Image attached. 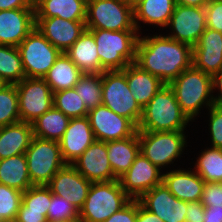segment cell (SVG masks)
<instances>
[{"label":"cell","instance_id":"cell-18","mask_svg":"<svg viewBox=\"0 0 222 222\" xmlns=\"http://www.w3.org/2000/svg\"><path fill=\"white\" fill-rule=\"evenodd\" d=\"M36 29L57 49L65 53L86 30L85 21L60 17L35 18Z\"/></svg>","mask_w":222,"mask_h":222},{"label":"cell","instance_id":"cell-22","mask_svg":"<svg viewBox=\"0 0 222 222\" xmlns=\"http://www.w3.org/2000/svg\"><path fill=\"white\" fill-rule=\"evenodd\" d=\"M162 182L176 198L185 202L200 201L205 184V181L193 169L191 171V168L166 171L163 173Z\"/></svg>","mask_w":222,"mask_h":222},{"label":"cell","instance_id":"cell-31","mask_svg":"<svg viewBox=\"0 0 222 222\" xmlns=\"http://www.w3.org/2000/svg\"><path fill=\"white\" fill-rule=\"evenodd\" d=\"M71 118L54 106L31 123L33 136L59 142Z\"/></svg>","mask_w":222,"mask_h":222},{"label":"cell","instance_id":"cell-23","mask_svg":"<svg viewBox=\"0 0 222 222\" xmlns=\"http://www.w3.org/2000/svg\"><path fill=\"white\" fill-rule=\"evenodd\" d=\"M125 75L131 94L142 109L165 85L158 77L142 70L135 63L125 67Z\"/></svg>","mask_w":222,"mask_h":222},{"label":"cell","instance_id":"cell-26","mask_svg":"<svg viewBox=\"0 0 222 222\" xmlns=\"http://www.w3.org/2000/svg\"><path fill=\"white\" fill-rule=\"evenodd\" d=\"M33 137L32 125L23 121L0 127V160L25 154Z\"/></svg>","mask_w":222,"mask_h":222},{"label":"cell","instance_id":"cell-34","mask_svg":"<svg viewBox=\"0 0 222 222\" xmlns=\"http://www.w3.org/2000/svg\"><path fill=\"white\" fill-rule=\"evenodd\" d=\"M74 88L88 111L102 105V73H83Z\"/></svg>","mask_w":222,"mask_h":222},{"label":"cell","instance_id":"cell-25","mask_svg":"<svg viewBox=\"0 0 222 222\" xmlns=\"http://www.w3.org/2000/svg\"><path fill=\"white\" fill-rule=\"evenodd\" d=\"M175 0H139L133 5L134 25L138 33L140 22L165 28L175 7Z\"/></svg>","mask_w":222,"mask_h":222},{"label":"cell","instance_id":"cell-33","mask_svg":"<svg viewBox=\"0 0 222 222\" xmlns=\"http://www.w3.org/2000/svg\"><path fill=\"white\" fill-rule=\"evenodd\" d=\"M0 78L6 84H17L25 78L18 47L0 45Z\"/></svg>","mask_w":222,"mask_h":222},{"label":"cell","instance_id":"cell-6","mask_svg":"<svg viewBox=\"0 0 222 222\" xmlns=\"http://www.w3.org/2000/svg\"><path fill=\"white\" fill-rule=\"evenodd\" d=\"M86 29L137 31L133 5L127 0H87Z\"/></svg>","mask_w":222,"mask_h":222},{"label":"cell","instance_id":"cell-13","mask_svg":"<svg viewBox=\"0 0 222 222\" xmlns=\"http://www.w3.org/2000/svg\"><path fill=\"white\" fill-rule=\"evenodd\" d=\"M162 170L139 152L131 167L119 178V182L131 199L138 200L144 193L162 183Z\"/></svg>","mask_w":222,"mask_h":222},{"label":"cell","instance_id":"cell-29","mask_svg":"<svg viewBox=\"0 0 222 222\" xmlns=\"http://www.w3.org/2000/svg\"><path fill=\"white\" fill-rule=\"evenodd\" d=\"M83 72L65 54L61 53L44 76L52 92L74 88Z\"/></svg>","mask_w":222,"mask_h":222},{"label":"cell","instance_id":"cell-47","mask_svg":"<svg viewBox=\"0 0 222 222\" xmlns=\"http://www.w3.org/2000/svg\"><path fill=\"white\" fill-rule=\"evenodd\" d=\"M216 88L218 94L213 95V102L215 106L222 107V69L212 76V93L215 92Z\"/></svg>","mask_w":222,"mask_h":222},{"label":"cell","instance_id":"cell-9","mask_svg":"<svg viewBox=\"0 0 222 222\" xmlns=\"http://www.w3.org/2000/svg\"><path fill=\"white\" fill-rule=\"evenodd\" d=\"M185 131H138L140 152L159 169L181 157L187 136Z\"/></svg>","mask_w":222,"mask_h":222},{"label":"cell","instance_id":"cell-32","mask_svg":"<svg viewBox=\"0 0 222 222\" xmlns=\"http://www.w3.org/2000/svg\"><path fill=\"white\" fill-rule=\"evenodd\" d=\"M200 153L194 171L205 182L222 183V149L208 147Z\"/></svg>","mask_w":222,"mask_h":222},{"label":"cell","instance_id":"cell-24","mask_svg":"<svg viewBox=\"0 0 222 222\" xmlns=\"http://www.w3.org/2000/svg\"><path fill=\"white\" fill-rule=\"evenodd\" d=\"M35 18L85 21L87 0H34Z\"/></svg>","mask_w":222,"mask_h":222},{"label":"cell","instance_id":"cell-42","mask_svg":"<svg viewBox=\"0 0 222 222\" xmlns=\"http://www.w3.org/2000/svg\"><path fill=\"white\" fill-rule=\"evenodd\" d=\"M205 12L207 28L222 33V0H209Z\"/></svg>","mask_w":222,"mask_h":222},{"label":"cell","instance_id":"cell-53","mask_svg":"<svg viewBox=\"0 0 222 222\" xmlns=\"http://www.w3.org/2000/svg\"><path fill=\"white\" fill-rule=\"evenodd\" d=\"M130 4L134 5L136 2H138L139 0H127Z\"/></svg>","mask_w":222,"mask_h":222},{"label":"cell","instance_id":"cell-40","mask_svg":"<svg viewBox=\"0 0 222 222\" xmlns=\"http://www.w3.org/2000/svg\"><path fill=\"white\" fill-rule=\"evenodd\" d=\"M208 110L211 147L222 149V107L213 105Z\"/></svg>","mask_w":222,"mask_h":222},{"label":"cell","instance_id":"cell-28","mask_svg":"<svg viewBox=\"0 0 222 222\" xmlns=\"http://www.w3.org/2000/svg\"><path fill=\"white\" fill-rule=\"evenodd\" d=\"M83 73H102L97 45L93 34L86 29L78 40L65 52Z\"/></svg>","mask_w":222,"mask_h":222},{"label":"cell","instance_id":"cell-35","mask_svg":"<svg viewBox=\"0 0 222 222\" xmlns=\"http://www.w3.org/2000/svg\"><path fill=\"white\" fill-rule=\"evenodd\" d=\"M21 121L16 84H5L0 88V127Z\"/></svg>","mask_w":222,"mask_h":222},{"label":"cell","instance_id":"cell-44","mask_svg":"<svg viewBox=\"0 0 222 222\" xmlns=\"http://www.w3.org/2000/svg\"><path fill=\"white\" fill-rule=\"evenodd\" d=\"M205 207L200 201L187 202V209L184 222H204Z\"/></svg>","mask_w":222,"mask_h":222},{"label":"cell","instance_id":"cell-39","mask_svg":"<svg viewBox=\"0 0 222 222\" xmlns=\"http://www.w3.org/2000/svg\"><path fill=\"white\" fill-rule=\"evenodd\" d=\"M79 217V211L66 199L51 193V203L48 208V222H56Z\"/></svg>","mask_w":222,"mask_h":222},{"label":"cell","instance_id":"cell-3","mask_svg":"<svg viewBox=\"0 0 222 222\" xmlns=\"http://www.w3.org/2000/svg\"><path fill=\"white\" fill-rule=\"evenodd\" d=\"M181 110L193 122L202 107L214 105L212 76L197 69L193 64L169 83Z\"/></svg>","mask_w":222,"mask_h":222},{"label":"cell","instance_id":"cell-37","mask_svg":"<svg viewBox=\"0 0 222 222\" xmlns=\"http://www.w3.org/2000/svg\"><path fill=\"white\" fill-rule=\"evenodd\" d=\"M51 203V190L46 185H34L22 194L19 211L43 212L47 217Z\"/></svg>","mask_w":222,"mask_h":222},{"label":"cell","instance_id":"cell-45","mask_svg":"<svg viewBox=\"0 0 222 222\" xmlns=\"http://www.w3.org/2000/svg\"><path fill=\"white\" fill-rule=\"evenodd\" d=\"M11 9H35L34 0H0V11Z\"/></svg>","mask_w":222,"mask_h":222},{"label":"cell","instance_id":"cell-1","mask_svg":"<svg viewBox=\"0 0 222 222\" xmlns=\"http://www.w3.org/2000/svg\"><path fill=\"white\" fill-rule=\"evenodd\" d=\"M193 48L165 35H139L135 64L169 84L192 65Z\"/></svg>","mask_w":222,"mask_h":222},{"label":"cell","instance_id":"cell-46","mask_svg":"<svg viewBox=\"0 0 222 222\" xmlns=\"http://www.w3.org/2000/svg\"><path fill=\"white\" fill-rule=\"evenodd\" d=\"M16 219L18 222H48L43 212L35 211H18Z\"/></svg>","mask_w":222,"mask_h":222},{"label":"cell","instance_id":"cell-8","mask_svg":"<svg viewBox=\"0 0 222 222\" xmlns=\"http://www.w3.org/2000/svg\"><path fill=\"white\" fill-rule=\"evenodd\" d=\"M28 174L33 185H47L52 177L63 168L60 144L57 141L32 137L25 152Z\"/></svg>","mask_w":222,"mask_h":222},{"label":"cell","instance_id":"cell-2","mask_svg":"<svg viewBox=\"0 0 222 222\" xmlns=\"http://www.w3.org/2000/svg\"><path fill=\"white\" fill-rule=\"evenodd\" d=\"M189 121L174 91L169 84H165L142 109L137 131H185Z\"/></svg>","mask_w":222,"mask_h":222},{"label":"cell","instance_id":"cell-11","mask_svg":"<svg viewBox=\"0 0 222 222\" xmlns=\"http://www.w3.org/2000/svg\"><path fill=\"white\" fill-rule=\"evenodd\" d=\"M20 120L32 123L53 104V92L43 78H24L16 84Z\"/></svg>","mask_w":222,"mask_h":222},{"label":"cell","instance_id":"cell-49","mask_svg":"<svg viewBox=\"0 0 222 222\" xmlns=\"http://www.w3.org/2000/svg\"><path fill=\"white\" fill-rule=\"evenodd\" d=\"M204 222H222V207H205Z\"/></svg>","mask_w":222,"mask_h":222},{"label":"cell","instance_id":"cell-54","mask_svg":"<svg viewBox=\"0 0 222 222\" xmlns=\"http://www.w3.org/2000/svg\"><path fill=\"white\" fill-rule=\"evenodd\" d=\"M6 83L0 78V88L4 86Z\"/></svg>","mask_w":222,"mask_h":222},{"label":"cell","instance_id":"cell-12","mask_svg":"<svg viewBox=\"0 0 222 222\" xmlns=\"http://www.w3.org/2000/svg\"><path fill=\"white\" fill-rule=\"evenodd\" d=\"M167 27L171 29L168 37L193 48L207 28L205 7L176 4Z\"/></svg>","mask_w":222,"mask_h":222},{"label":"cell","instance_id":"cell-27","mask_svg":"<svg viewBox=\"0 0 222 222\" xmlns=\"http://www.w3.org/2000/svg\"><path fill=\"white\" fill-rule=\"evenodd\" d=\"M139 152L138 131L125 139L107 141L108 160L117 179L131 167Z\"/></svg>","mask_w":222,"mask_h":222},{"label":"cell","instance_id":"cell-14","mask_svg":"<svg viewBox=\"0 0 222 222\" xmlns=\"http://www.w3.org/2000/svg\"><path fill=\"white\" fill-rule=\"evenodd\" d=\"M87 117L98 141L125 139L137 131V127L129 119L116 114L103 104L89 110Z\"/></svg>","mask_w":222,"mask_h":222},{"label":"cell","instance_id":"cell-30","mask_svg":"<svg viewBox=\"0 0 222 222\" xmlns=\"http://www.w3.org/2000/svg\"><path fill=\"white\" fill-rule=\"evenodd\" d=\"M0 184L21 192L34 186L31 183L25 154L14 155L0 160Z\"/></svg>","mask_w":222,"mask_h":222},{"label":"cell","instance_id":"cell-38","mask_svg":"<svg viewBox=\"0 0 222 222\" xmlns=\"http://www.w3.org/2000/svg\"><path fill=\"white\" fill-rule=\"evenodd\" d=\"M23 192L0 184V219H16Z\"/></svg>","mask_w":222,"mask_h":222},{"label":"cell","instance_id":"cell-17","mask_svg":"<svg viewBox=\"0 0 222 222\" xmlns=\"http://www.w3.org/2000/svg\"><path fill=\"white\" fill-rule=\"evenodd\" d=\"M71 165L92 183L117 180L108 160L107 142L95 140Z\"/></svg>","mask_w":222,"mask_h":222},{"label":"cell","instance_id":"cell-7","mask_svg":"<svg viewBox=\"0 0 222 222\" xmlns=\"http://www.w3.org/2000/svg\"><path fill=\"white\" fill-rule=\"evenodd\" d=\"M102 104L116 114L129 119L138 127L142 108L134 99L128 86L125 68L102 72Z\"/></svg>","mask_w":222,"mask_h":222},{"label":"cell","instance_id":"cell-16","mask_svg":"<svg viewBox=\"0 0 222 222\" xmlns=\"http://www.w3.org/2000/svg\"><path fill=\"white\" fill-rule=\"evenodd\" d=\"M92 182L80 174L71 164L61 168L46 185L51 193L66 199L79 211L89 192Z\"/></svg>","mask_w":222,"mask_h":222},{"label":"cell","instance_id":"cell-51","mask_svg":"<svg viewBox=\"0 0 222 222\" xmlns=\"http://www.w3.org/2000/svg\"><path fill=\"white\" fill-rule=\"evenodd\" d=\"M56 222H83L80 217L68 219V220H62V221H56Z\"/></svg>","mask_w":222,"mask_h":222},{"label":"cell","instance_id":"cell-5","mask_svg":"<svg viewBox=\"0 0 222 222\" xmlns=\"http://www.w3.org/2000/svg\"><path fill=\"white\" fill-rule=\"evenodd\" d=\"M131 198L124 192L119 179L93 182L87 198L79 210L83 222H104L123 208Z\"/></svg>","mask_w":222,"mask_h":222},{"label":"cell","instance_id":"cell-4","mask_svg":"<svg viewBox=\"0 0 222 222\" xmlns=\"http://www.w3.org/2000/svg\"><path fill=\"white\" fill-rule=\"evenodd\" d=\"M88 30L95 39L103 71L123 70L135 62L138 31Z\"/></svg>","mask_w":222,"mask_h":222},{"label":"cell","instance_id":"cell-41","mask_svg":"<svg viewBox=\"0 0 222 222\" xmlns=\"http://www.w3.org/2000/svg\"><path fill=\"white\" fill-rule=\"evenodd\" d=\"M200 202L204 207H222V183L205 182Z\"/></svg>","mask_w":222,"mask_h":222},{"label":"cell","instance_id":"cell-21","mask_svg":"<svg viewBox=\"0 0 222 222\" xmlns=\"http://www.w3.org/2000/svg\"><path fill=\"white\" fill-rule=\"evenodd\" d=\"M192 64L213 76L222 69V33L206 28L193 47Z\"/></svg>","mask_w":222,"mask_h":222},{"label":"cell","instance_id":"cell-19","mask_svg":"<svg viewBox=\"0 0 222 222\" xmlns=\"http://www.w3.org/2000/svg\"><path fill=\"white\" fill-rule=\"evenodd\" d=\"M35 28V9L0 11V45L17 47Z\"/></svg>","mask_w":222,"mask_h":222},{"label":"cell","instance_id":"cell-43","mask_svg":"<svg viewBox=\"0 0 222 222\" xmlns=\"http://www.w3.org/2000/svg\"><path fill=\"white\" fill-rule=\"evenodd\" d=\"M137 216V200L131 199L123 208L112 214L104 222H135Z\"/></svg>","mask_w":222,"mask_h":222},{"label":"cell","instance_id":"cell-36","mask_svg":"<svg viewBox=\"0 0 222 222\" xmlns=\"http://www.w3.org/2000/svg\"><path fill=\"white\" fill-rule=\"evenodd\" d=\"M54 107L63 112L69 118L84 117L88 110L75 88L56 91L53 93Z\"/></svg>","mask_w":222,"mask_h":222},{"label":"cell","instance_id":"cell-48","mask_svg":"<svg viewBox=\"0 0 222 222\" xmlns=\"http://www.w3.org/2000/svg\"><path fill=\"white\" fill-rule=\"evenodd\" d=\"M135 222H164L154 213L145 209L137 200V216Z\"/></svg>","mask_w":222,"mask_h":222},{"label":"cell","instance_id":"cell-10","mask_svg":"<svg viewBox=\"0 0 222 222\" xmlns=\"http://www.w3.org/2000/svg\"><path fill=\"white\" fill-rule=\"evenodd\" d=\"M17 47L26 78H44L62 53L36 27Z\"/></svg>","mask_w":222,"mask_h":222},{"label":"cell","instance_id":"cell-52","mask_svg":"<svg viewBox=\"0 0 222 222\" xmlns=\"http://www.w3.org/2000/svg\"><path fill=\"white\" fill-rule=\"evenodd\" d=\"M0 222H18L17 219H5V220H0Z\"/></svg>","mask_w":222,"mask_h":222},{"label":"cell","instance_id":"cell-50","mask_svg":"<svg viewBox=\"0 0 222 222\" xmlns=\"http://www.w3.org/2000/svg\"><path fill=\"white\" fill-rule=\"evenodd\" d=\"M209 0H175V4L192 7H205Z\"/></svg>","mask_w":222,"mask_h":222},{"label":"cell","instance_id":"cell-20","mask_svg":"<svg viewBox=\"0 0 222 222\" xmlns=\"http://www.w3.org/2000/svg\"><path fill=\"white\" fill-rule=\"evenodd\" d=\"M87 116L71 118L59 141L61 155L66 164H72L95 141Z\"/></svg>","mask_w":222,"mask_h":222},{"label":"cell","instance_id":"cell-15","mask_svg":"<svg viewBox=\"0 0 222 222\" xmlns=\"http://www.w3.org/2000/svg\"><path fill=\"white\" fill-rule=\"evenodd\" d=\"M139 203L164 222H184L187 202L176 198L162 182L144 193Z\"/></svg>","mask_w":222,"mask_h":222}]
</instances>
